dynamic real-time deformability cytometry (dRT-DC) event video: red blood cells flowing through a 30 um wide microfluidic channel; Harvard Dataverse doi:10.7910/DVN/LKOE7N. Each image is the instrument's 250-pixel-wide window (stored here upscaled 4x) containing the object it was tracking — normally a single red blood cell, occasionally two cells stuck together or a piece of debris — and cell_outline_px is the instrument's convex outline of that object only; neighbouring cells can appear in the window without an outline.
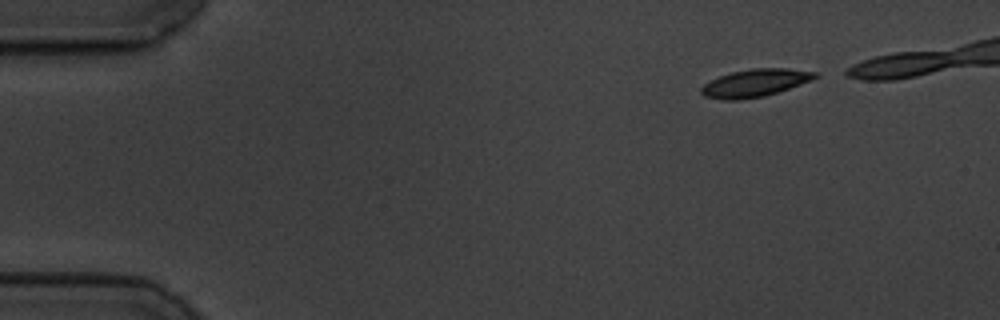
{"species": "common noctule bat (a hibernating species)", "species_latin": "Nyctalus noctula", "temperature_condition": "cold", "stored_images_in_passage": 44, "camera_frame_rate_fps": 3000, "um_per_image_px": 0.085, "animal": {"sex": "male", "body_mass_g": 19.5, "forearm_length_mm": 54.6}, "frame": {"image": 1, "passage_image": 3, "time_ms": 0.667, "image_size_px": [1000, 320], "cell_outline_px": [[820, 76], [812, 80], [764, 96], [740, 100], [724, 100], [704, 96], [700, 92], [700, 88], [704, 84], [720, 76], [732, 72], [752, 68], [788, 68], [816, 72]], "centroid_in_image_um": [64.17, 7.05], "position_along_channel_um": 20.8, "area_um2": 18.21}}
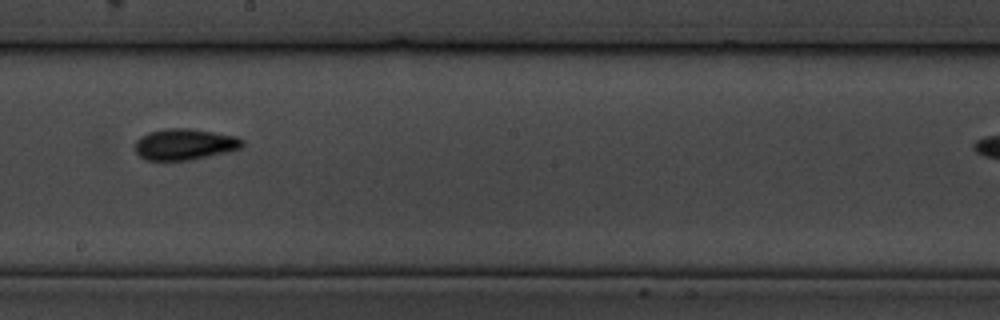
{"frame": {"image": 2, "passage_image": 29, "time_ms": 9.333, "image_size_px": [1000, 320], "cell_outline_px": [[244, 144], [240, 148], [228, 152], [192, 160], [144, 160], [132, 148], [136, 140], [140, 136], [148, 132], [168, 128], [188, 128], [236, 136], [244, 140]], "centroid_in_image_um": [15.66, 12.27], "position_along_channel_um": 232.5, "area_um2": 19.71}}
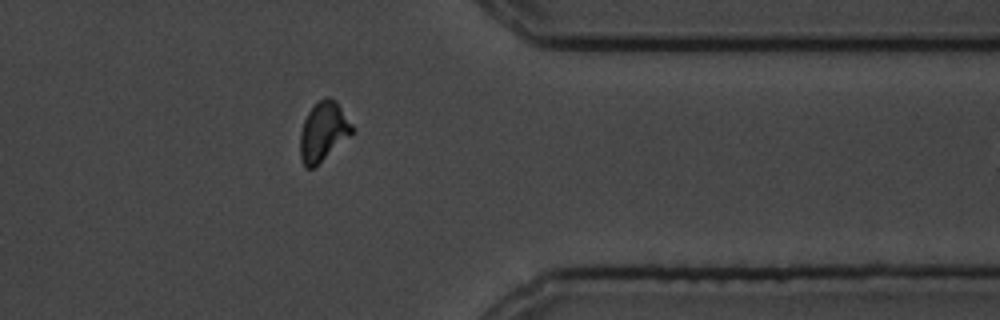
{"frame": {"image": 3, "passage_image": 43, "time_ms": 14.0, "image_size_px": [1000, 320], "cell_outline_px": [[352, 132], [348, 136], [312, 168], [304, 168], [300, 160], [300, 132], [304, 120], [308, 112], [324, 96], [328, 96], [336, 100], [352, 124]], "centroid_in_image_um": [27.44, 11.15], "position_along_channel_um": 384.0, "area_um2": 17.46}}